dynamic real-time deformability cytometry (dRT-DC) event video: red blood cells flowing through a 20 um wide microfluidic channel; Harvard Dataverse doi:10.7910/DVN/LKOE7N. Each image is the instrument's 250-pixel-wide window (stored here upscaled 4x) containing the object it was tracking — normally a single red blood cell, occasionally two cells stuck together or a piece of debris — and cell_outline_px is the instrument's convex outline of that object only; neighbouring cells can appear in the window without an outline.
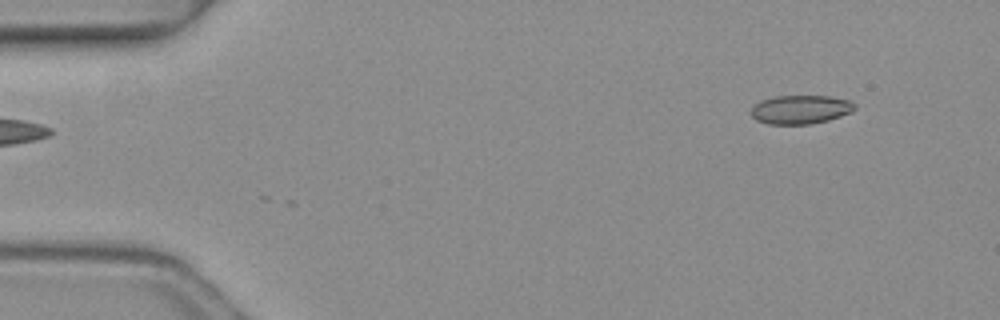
{"species": "common noctule bat (a hibernating species)", "species_latin": "Nyctalus noctula", "temperature_condition": "warm", "stored_images_in_passage": 3, "camera_frame_rate_fps": 3000, "um_per_image_px": 0.085, "animal": {"sex": "female", "body_mass_g": 19.3, "forearm_length_mm": 54.1}, "frame": {"image": 1, "passage_image": 1, "time_ms": 0.0, "image_size_px": [1000, 320], "cell_outline_px": [[856, 108], [852, 112], [828, 120], [808, 124], [768, 124], [756, 120], [748, 112], [760, 100], [776, 96], [828, 96], [852, 100], [856, 104]], "centroid_in_image_um": [68.05, 9.3], "position_along_channel_um": 16.9, "area_um2": 17.51}}
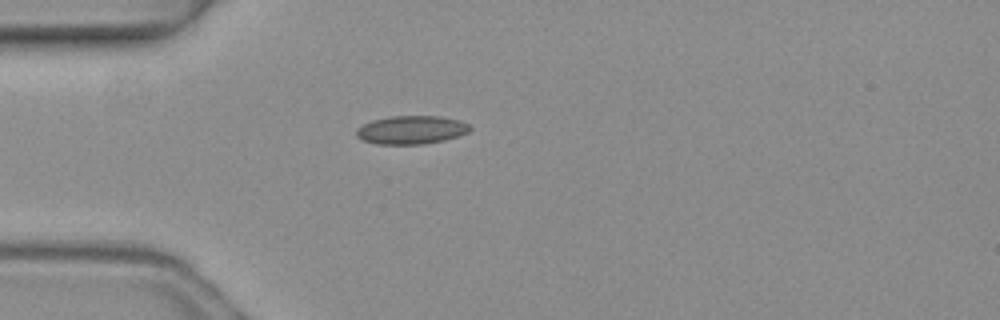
{"frame": {"image": 2, "passage_image": 3, "time_ms": 0.667, "image_size_px": [1000, 320], "cell_outline_px": [[472, 128], [468, 132], [444, 140], [424, 144], [376, 144], [364, 140], [356, 136], [356, 128], [372, 120], [392, 116], [440, 116], [460, 120], [468, 124]], "centroid_in_image_um": [34.96, 11.04], "position_along_channel_um": 50.0, "area_um2": 18.73}}